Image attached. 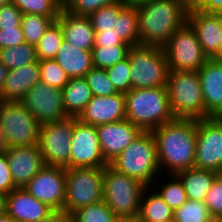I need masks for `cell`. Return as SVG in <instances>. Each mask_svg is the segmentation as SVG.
Instances as JSON below:
<instances>
[{
	"instance_id": "6da1fadb",
	"label": "cell",
	"mask_w": 222,
	"mask_h": 222,
	"mask_svg": "<svg viewBox=\"0 0 222 222\" xmlns=\"http://www.w3.org/2000/svg\"><path fill=\"white\" fill-rule=\"evenodd\" d=\"M152 133L161 174L176 175L194 168L196 119L175 118L152 130Z\"/></svg>"
},
{
	"instance_id": "7a4b0ae2",
	"label": "cell",
	"mask_w": 222,
	"mask_h": 222,
	"mask_svg": "<svg viewBox=\"0 0 222 222\" xmlns=\"http://www.w3.org/2000/svg\"><path fill=\"white\" fill-rule=\"evenodd\" d=\"M193 0H149L137 6L139 45L163 47L187 22Z\"/></svg>"
},
{
	"instance_id": "3957f363",
	"label": "cell",
	"mask_w": 222,
	"mask_h": 222,
	"mask_svg": "<svg viewBox=\"0 0 222 222\" xmlns=\"http://www.w3.org/2000/svg\"><path fill=\"white\" fill-rule=\"evenodd\" d=\"M95 30L93 48L139 45L137 6L121 0L104 6L89 16Z\"/></svg>"
},
{
	"instance_id": "277c9868",
	"label": "cell",
	"mask_w": 222,
	"mask_h": 222,
	"mask_svg": "<svg viewBox=\"0 0 222 222\" xmlns=\"http://www.w3.org/2000/svg\"><path fill=\"white\" fill-rule=\"evenodd\" d=\"M126 119L142 131H152L172 121L166 87L131 89L125 93Z\"/></svg>"
},
{
	"instance_id": "5b68a950",
	"label": "cell",
	"mask_w": 222,
	"mask_h": 222,
	"mask_svg": "<svg viewBox=\"0 0 222 222\" xmlns=\"http://www.w3.org/2000/svg\"><path fill=\"white\" fill-rule=\"evenodd\" d=\"M109 165L151 186L161 175L152 131H142Z\"/></svg>"
},
{
	"instance_id": "8992f818",
	"label": "cell",
	"mask_w": 222,
	"mask_h": 222,
	"mask_svg": "<svg viewBox=\"0 0 222 222\" xmlns=\"http://www.w3.org/2000/svg\"><path fill=\"white\" fill-rule=\"evenodd\" d=\"M166 88L175 118L211 117L205 110L198 71H169Z\"/></svg>"
},
{
	"instance_id": "52a82bcc",
	"label": "cell",
	"mask_w": 222,
	"mask_h": 222,
	"mask_svg": "<svg viewBox=\"0 0 222 222\" xmlns=\"http://www.w3.org/2000/svg\"><path fill=\"white\" fill-rule=\"evenodd\" d=\"M146 187L140 180L118 172L109 164L104 168L103 200L118 218L138 217Z\"/></svg>"
},
{
	"instance_id": "ba28073f",
	"label": "cell",
	"mask_w": 222,
	"mask_h": 222,
	"mask_svg": "<svg viewBox=\"0 0 222 222\" xmlns=\"http://www.w3.org/2000/svg\"><path fill=\"white\" fill-rule=\"evenodd\" d=\"M131 65V89L166 87L168 63L160 46H132L128 52Z\"/></svg>"
},
{
	"instance_id": "9c48e42d",
	"label": "cell",
	"mask_w": 222,
	"mask_h": 222,
	"mask_svg": "<svg viewBox=\"0 0 222 222\" xmlns=\"http://www.w3.org/2000/svg\"><path fill=\"white\" fill-rule=\"evenodd\" d=\"M187 22L195 31L203 53L213 58L222 41V0H193Z\"/></svg>"
},
{
	"instance_id": "30bf717a",
	"label": "cell",
	"mask_w": 222,
	"mask_h": 222,
	"mask_svg": "<svg viewBox=\"0 0 222 222\" xmlns=\"http://www.w3.org/2000/svg\"><path fill=\"white\" fill-rule=\"evenodd\" d=\"M104 168L66 169V196L63 212L68 217L81 207L103 200Z\"/></svg>"
},
{
	"instance_id": "8fae6325",
	"label": "cell",
	"mask_w": 222,
	"mask_h": 222,
	"mask_svg": "<svg viewBox=\"0 0 222 222\" xmlns=\"http://www.w3.org/2000/svg\"><path fill=\"white\" fill-rule=\"evenodd\" d=\"M40 126L20 101H0V128L7 148L38 145Z\"/></svg>"
},
{
	"instance_id": "7c38bea8",
	"label": "cell",
	"mask_w": 222,
	"mask_h": 222,
	"mask_svg": "<svg viewBox=\"0 0 222 222\" xmlns=\"http://www.w3.org/2000/svg\"><path fill=\"white\" fill-rule=\"evenodd\" d=\"M163 49L169 71H199L208 59L188 22L175 32Z\"/></svg>"
},
{
	"instance_id": "4fadbf2b",
	"label": "cell",
	"mask_w": 222,
	"mask_h": 222,
	"mask_svg": "<svg viewBox=\"0 0 222 222\" xmlns=\"http://www.w3.org/2000/svg\"><path fill=\"white\" fill-rule=\"evenodd\" d=\"M77 119L68 117L59 122L40 126L38 145L46 166L70 169V143Z\"/></svg>"
},
{
	"instance_id": "5bb4252c",
	"label": "cell",
	"mask_w": 222,
	"mask_h": 222,
	"mask_svg": "<svg viewBox=\"0 0 222 222\" xmlns=\"http://www.w3.org/2000/svg\"><path fill=\"white\" fill-rule=\"evenodd\" d=\"M194 168L222 174V120L210 117L196 120Z\"/></svg>"
},
{
	"instance_id": "9a60e30c",
	"label": "cell",
	"mask_w": 222,
	"mask_h": 222,
	"mask_svg": "<svg viewBox=\"0 0 222 222\" xmlns=\"http://www.w3.org/2000/svg\"><path fill=\"white\" fill-rule=\"evenodd\" d=\"M20 102L41 125L69 117L64 108L62 90L41 81L32 87Z\"/></svg>"
},
{
	"instance_id": "2e32d148",
	"label": "cell",
	"mask_w": 222,
	"mask_h": 222,
	"mask_svg": "<svg viewBox=\"0 0 222 222\" xmlns=\"http://www.w3.org/2000/svg\"><path fill=\"white\" fill-rule=\"evenodd\" d=\"M24 188L55 212H63L66 196V168L45 165Z\"/></svg>"
},
{
	"instance_id": "e0dca14e",
	"label": "cell",
	"mask_w": 222,
	"mask_h": 222,
	"mask_svg": "<svg viewBox=\"0 0 222 222\" xmlns=\"http://www.w3.org/2000/svg\"><path fill=\"white\" fill-rule=\"evenodd\" d=\"M70 168L105 167L96 126L77 119L71 138Z\"/></svg>"
},
{
	"instance_id": "ac0fdd59",
	"label": "cell",
	"mask_w": 222,
	"mask_h": 222,
	"mask_svg": "<svg viewBox=\"0 0 222 222\" xmlns=\"http://www.w3.org/2000/svg\"><path fill=\"white\" fill-rule=\"evenodd\" d=\"M5 154L17 188L24 187L45 166L39 145L8 147Z\"/></svg>"
},
{
	"instance_id": "d6986e66",
	"label": "cell",
	"mask_w": 222,
	"mask_h": 222,
	"mask_svg": "<svg viewBox=\"0 0 222 222\" xmlns=\"http://www.w3.org/2000/svg\"><path fill=\"white\" fill-rule=\"evenodd\" d=\"M96 129L102 155L108 164L142 132L127 119L102 124Z\"/></svg>"
},
{
	"instance_id": "ffe728a7",
	"label": "cell",
	"mask_w": 222,
	"mask_h": 222,
	"mask_svg": "<svg viewBox=\"0 0 222 222\" xmlns=\"http://www.w3.org/2000/svg\"><path fill=\"white\" fill-rule=\"evenodd\" d=\"M78 119L96 127L126 119L125 94L92 96Z\"/></svg>"
},
{
	"instance_id": "44dd1931",
	"label": "cell",
	"mask_w": 222,
	"mask_h": 222,
	"mask_svg": "<svg viewBox=\"0 0 222 222\" xmlns=\"http://www.w3.org/2000/svg\"><path fill=\"white\" fill-rule=\"evenodd\" d=\"M4 211L16 222H39L55 211L37 200L24 187L15 188L5 195Z\"/></svg>"
},
{
	"instance_id": "7402d4cb",
	"label": "cell",
	"mask_w": 222,
	"mask_h": 222,
	"mask_svg": "<svg viewBox=\"0 0 222 222\" xmlns=\"http://www.w3.org/2000/svg\"><path fill=\"white\" fill-rule=\"evenodd\" d=\"M205 110L211 117L222 115V61L208 58L198 71Z\"/></svg>"
},
{
	"instance_id": "603a6c76",
	"label": "cell",
	"mask_w": 222,
	"mask_h": 222,
	"mask_svg": "<svg viewBox=\"0 0 222 222\" xmlns=\"http://www.w3.org/2000/svg\"><path fill=\"white\" fill-rule=\"evenodd\" d=\"M56 21L61 26L63 39L66 42L77 48L92 51L95 30L89 17L73 15L62 8Z\"/></svg>"
},
{
	"instance_id": "cb8c5ba5",
	"label": "cell",
	"mask_w": 222,
	"mask_h": 222,
	"mask_svg": "<svg viewBox=\"0 0 222 222\" xmlns=\"http://www.w3.org/2000/svg\"><path fill=\"white\" fill-rule=\"evenodd\" d=\"M40 81L38 61L9 70L0 92V101H20Z\"/></svg>"
},
{
	"instance_id": "d4e9b609",
	"label": "cell",
	"mask_w": 222,
	"mask_h": 222,
	"mask_svg": "<svg viewBox=\"0 0 222 222\" xmlns=\"http://www.w3.org/2000/svg\"><path fill=\"white\" fill-rule=\"evenodd\" d=\"M54 60L69 78L84 77L94 66L92 51H86L63 40Z\"/></svg>"
},
{
	"instance_id": "484cf974",
	"label": "cell",
	"mask_w": 222,
	"mask_h": 222,
	"mask_svg": "<svg viewBox=\"0 0 222 222\" xmlns=\"http://www.w3.org/2000/svg\"><path fill=\"white\" fill-rule=\"evenodd\" d=\"M218 175L216 172L197 168H190L176 174L183 184L187 199L196 201H204Z\"/></svg>"
},
{
	"instance_id": "4316f807",
	"label": "cell",
	"mask_w": 222,
	"mask_h": 222,
	"mask_svg": "<svg viewBox=\"0 0 222 222\" xmlns=\"http://www.w3.org/2000/svg\"><path fill=\"white\" fill-rule=\"evenodd\" d=\"M174 210L151 187L144 189L140 201L139 221L173 222Z\"/></svg>"
},
{
	"instance_id": "83f0119b",
	"label": "cell",
	"mask_w": 222,
	"mask_h": 222,
	"mask_svg": "<svg viewBox=\"0 0 222 222\" xmlns=\"http://www.w3.org/2000/svg\"><path fill=\"white\" fill-rule=\"evenodd\" d=\"M63 104L69 117H79L92 99V93L84 77L69 78L62 89Z\"/></svg>"
},
{
	"instance_id": "f1b7e54d",
	"label": "cell",
	"mask_w": 222,
	"mask_h": 222,
	"mask_svg": "<svg viewBox=\"0 0 222 222\" xmlns=\"http://www.w3.org/2000/svg\"><path fill=\"white\" fill-rule=\"evenodd\" d=\"M166 176L167 178H164ZM159 177L152 183L151 187L173 210L179 208L187 201L186 192L181 180L176 175L161 174ZM164 179L167 181H163ZM158 180H161V182H158Z\"/></svg>"
},
{
	"instance_id": "f546056e",
	"label": "cell",
	"mask_w": 222,
	"mask_h": 222,
	"mask_svg": "<svg viewBox=\"0 0 222 222\" xmlns=\"http://www.w3.org/2000/svg\"><path fill=\"white\" fill-rule=\"evenodd\" d=\"M37 61L35 46L26 42L0 50V62L8 70H13Z\"/></svg>"
},
{
	"instance_id": "4dcf8cb0",
	"label": "cell",
	"mask_w": 222,
	"mask_h": 222,
	"mask_svg": "<svg viewBox=\"0 0 222 222\" xmlns=\"http://www.w3.org/2000/svg\"><path fill=\"white\" fill-rule=\"evenodd\" d=\"M63 40L61 26L57 21H54L35 46L37 60L54 59Z\"/></svg>"
},
{
	"instance_id": "1f68e13d",
	"label": "cell",
	"mask_w": 222,
	"mask_h": 222,
	"mask_svg": "<svg viewBox=\"0 0 222 222\" xmlns=\"http://www.w3.org/2000/svg\"><path fill=\"white\" fill-rule=\"evenodd\" d=\"M58 17H46L40 14H23L21 28L25 42L36 46L50 25Z\"/></svg>"
},
{
	"instance_id": "d6a6232c",
	"label": "cell",
	"mask_w": 222,
	"mask_h": 222,
	"mask_svg": "<svg viewBox=\"0 0 222 222\" xmlns=\"http://www.w3.org/2000/svg\"><path fill=\"white\" fill-rule=\"evenodd\" d=\"M117 219L104 200L81 207L69 216V222H115Z\"/></svg>"
},
{
	"instance_id": "836d02e7",
	"label": "cell",
	"mask_w": 222,
	"mask_h": 222,
	"mask_svg": "<svg viewBox=\"0 0 222 222\" xmlns=\"http://www.w3.org/2000/svg\"><path fill=\"white\" fill-rule=\"evenodd\" d=\"M213 220L204 201L187 199L173 213V222H211Z\"/></svg>"
},
{
	"instance_id": "e575fe53",
	"label": "cell",
	"mask_w": 222,
	"mask_h": 222,
	"mask_svg": "<svg viewBox=\"0 0 222 222\" xmlns=\"http://www.w3.org/2000/svg\"><path fill=\"white\" fill-rule=\"evenodd\" d=\"M22 14H40L58 17L63 8V0H10Z\"/></svg>"
},
{
	"instance_id": "d590c367",
	"label": "cell",
	"mask_w": 222,
	"mask_h": 222,
	"mask_svg": "<svg viewBox=\"0 0 222 222\" xmlns=\"http://www.w3.org/2000/svg\"><path fill=\"white\" fill-rule=\"evenodd\" d=\"M130 48V45L92 48L93 66L101 69L110 68L119 61L127 58Z\"/></svg>"
},
{
	"instance_id": "8d00e7d4",
	"label": "cell",
	"mask_w": 222,
	"mask_h": 222,
	"mask_svg": "<svg viewBox=\"0 0 222 222\" xmlns=\"http://www.w3.org/2000/svg\"><path fill=\"white\" fill-rule=\"evenodd\" d=\"M38 63L41 82L61 90L68 84L69 77L54 59L41 60Z\"/></svg>"
},
{
	"instance_id": "74e56055",
	"label": "cell",
	"mask_w": 222,
	"mask_h": 222,
	"mask_svg": "<svg viewBox=\"0 0 222 222\" xmlns=\"http://www.w3.org/2000/svg\"><path fill=\"white\" fill-rule=\"evenodd\" d=\"M92 96H108L119 93L109 80L106 69L93 67L85 76Z\"/></svg>"
},
{
	"instance_id": "f35d334b",
	"label": "cell",
	"mask_w": 222,
	"mask_h": 222,
	"mask_svg": "<svg viewBox=\"0 0 222 222\" xmlns=\"http://www.w3.org/2000/svg\"><path fill=\"white\" fill-rule=\"evenodd\" d=\"M106 73L118 92L125 94L131 90V65L128 57L119 61L114 66L107 68Z\"/></svg>"
},
{
	"instance_id": "ab89813d",
	"label": "cell",
	"mask_w": 222,
	"mask_h": 222,
	"mask_svg": "<svg viewBox=\"0 0 222 222\" xmlns=\"http://www.w3.org/2000/svg\"><path fill=\"white\" fill-rule=\"evenodd\" d=\"M118 1L120 0H63V8L73 15L89 17L100 8Z\"/></svg>"
},
{
	"instance_id": "60d3db41",
	"label": "cell",
	"mask_w": 222,
	"mask_h": 222,
	"mask_svg": "<svg viewBox=\"0 0 222 222\" xmlns=\"http://www.w3.org/2000/svg\"><path fill=\"white\" fill-rule=\"evenodd\" d=\"M214 219H222V174H219L204 199Z\"/></svg>"
},
{
	"instance_id": "b9f144b4",
	"label": "cell",
	"mask_w": 222,
	"mask_h": 222,
	"mask_svg": "<svg viewBox=\"0 0 222 222\" xmlns=\"http://www.w3.org/2000/svg\"><path fill=\"white\" fill-rule=\"evenodd\" d=\"M22 12L11 2L0 7V30L21 27Z\"/></svg>"
},
{
	"instance_id": "7bdbcfd3",
	"label": "cell",
	"mask_w": 222,
	"mask_h": 222,
	"mask_svg": "<svg viewBox=\"0 0 222 222\" xmlns=\"http://www.w3.org/2000/svg\"><path fill=\"white\" fill-rule=\"evenodd\" d=\"M25 43L21 27L3 28L0 30V50Z\"/></svg>"
},
{
	"instance_id": "ee69618b",
	"label": "cell",
	"mask_w": 222,
	"mask_h": 222,
	"mask_svg": "<svg viewBox=\"0 0 222 222\" xmlns=\"http://www.w3.org/2000/svg\"><path fill=\"white\" fill-rule=\"evenodd\" d=\"M15 188L6 154L0 153V193L7 195Z\"/></svg>"
},
{
	"instance_id": "f6af8a7d",
	"label": "cell",
	"mask_w": 222,
	"mask_h": 222,
	"mask_svg": "<svg viewBox=\"0 0 222 222\" xmlns=\"http://www.w3.org/2000/svg\"><path fill=\"white\" fill-rule=\"evenodd\" d=\"M39 222H69V217L64 212H54L48 218Z\"/></svg>"
},
{
	"instance_id": "bcb514c9",
	"label": "cell",
	"mask_w": 222,
	"mask_h": 222,
	"mask_svg": "<svg viewBox=\"0 0 222 222\" xmlns=\"http://www.w3.org/2000/svg\"><path fill=\"white\" fill-rule=\"evenodd\" d=\"M8 68L5 67L1 62H0V92L2 90V87L4 85L5 79L7 78L8 74Z\"/></svg>"
},
{
	"instance_id": "7dc6e473",
	"label": "cell",
	"mask_w": 222,
	"mask_h": 222,
	"mask_svg": "<svg viewBox=\"0 0 222 222\" xmlns=\"http://www.w3.org/2000/svg\"><path fill=\"white\" fill-rule=\"evenodd\" d=\"M125 5L138 6L149 0H121Z\"/></svg>"
},
{
	"instance_id": "c3c4849f",
	"label": "cell",
	"mask_w": 222,
	"mask_h": 222,
	"mask_svg": "<svg viewBox=\"0 0 222 222\" xmlns=\"http://www.w3.org/2000/svg\"><path fill=\"white\" fill-rule=\"evenodd\" d=\"M6 149H7V145H6L5 140H4L3 132L0 128V153L5 152Z\"/></svg>"
},
{
	"instance_id": "681fc988",
	"label": "cell",
	"mask_w": 222,
	"mask_h": 222,
	"mask_svg": "<svg viewBox=\"0 0 222 222\" xmlns=\"http://www.w3.org/2000/svg\"><path fill=\"white\" fill-rule=\"evenodd\" d=\"M0 222H16V221L4 211L2 214H0Z\"/></svg>"
},
{
	"instance_id": "f907efd6",
	"label": "cell",
	"mask_w": 222,
	"mask_h": 222,
	"mask_svg": "<svg viewBox=\"0 0 222 222\" xmlns=\"http://www.w3.org/2000/svg\"><path fill=\"white\" fill-rule=\"evenodd\" d=\"M5 206V195L0 193V214L4 212Z\"/></svg>"
},
{
	"instance_id": "816d5d0a",
	"label": "cell",
	"mask_w": 222,
	"mask_h": 222,
	"mask_svg": "<svg viewBox=\"0 0 222 222\" xmlns=\"http://www.w3.org/2000/svg\"><path fill=\"white\" fill-rule=\"evenodd\" d=\"M115 222H140L138 218H118Z\"/></svg>"
},
{
	"instance_id": "f5cc1de1",
	"label": "cell",
	"mask_w": 222,
	"mask_h": 222,
	"mask_svg": "<svg viewBox=\"0 0 222 222\" xmlns=\"http://www.w3.org/2000/svg\"><path fill=\"white\" fill-rule=\"evenodd\" d=\"M213 59H216L218 61H222V41L220 43L218 53L213 57Z\"/></svg>"
},
{
	"instance_id": "db71d44e",
	"label": "cell",
	"mask_w": 222,
	"mask_h": 222,
	"mask_svg": "<svg viewBox=\"0 0 222 222\" xmlns=\"http://www.w3.org/2000/svg\"><path fill=\"white\" fill-rule=\"evenodd\" d=\"M9 2H10V0H0V7L2 5H5V4L9 3Z\"/></svg>"
},
{
	"instance_id": "11a10c76",
	"label": "cell",
	"mask_w": 222,
	"mask_h": 222,
	"mask_svg": "<svg viewBox=\"0 0 222 222\" xmlns=\"http://www.w3.org/2000/svg\"><path fill=\"white\" fill-rule=\"evenodd\" d=\"M215 222H222V219H215Z\"/></svg>"
}]
</instances>
